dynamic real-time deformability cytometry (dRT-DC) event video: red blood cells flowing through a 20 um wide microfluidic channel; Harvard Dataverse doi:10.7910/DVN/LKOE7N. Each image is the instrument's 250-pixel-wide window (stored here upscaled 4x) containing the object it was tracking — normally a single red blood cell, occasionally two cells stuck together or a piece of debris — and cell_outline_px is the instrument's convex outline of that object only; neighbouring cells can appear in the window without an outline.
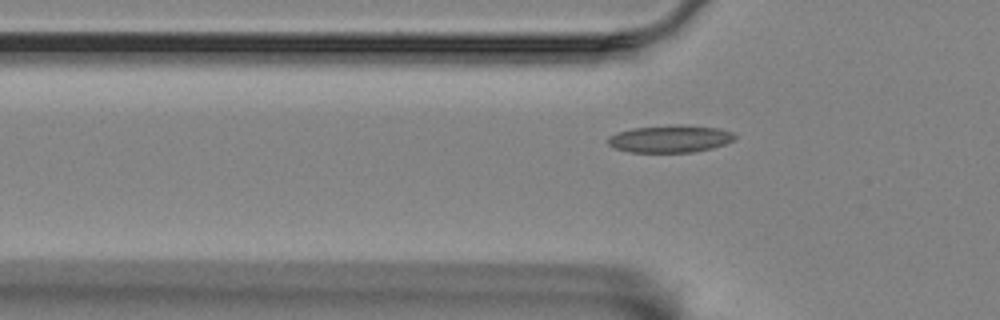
{"species": "Egyptian fruit bat (a non-hibernating species)", "species_latin": "Rousettus aegyptiacus", "temperature_condition": "room temperature", "stored_images_in_passage": 37, "camera_frame_rate_fps": 3000, "um_per_image_px": 0.085, "animal": {"sex": "female"}, "frame": {"image": 1, "passage_image": 3, "time_ms": 0.667, "image_size_px": [1000, 320], "cell_outline_px": [[736, 140], [712, 148], [692, 152], [628, 152], [616, 148], [608, 144], [608, 136], [616, 132], [632, 128], [676, 124], [680, 124], [720, 128], [732, 132], [736, 136]], "centroid_in_image_um": [56.97, 11.79], "position_along_channel_um": 68.8, "area_um2": 20.4}}
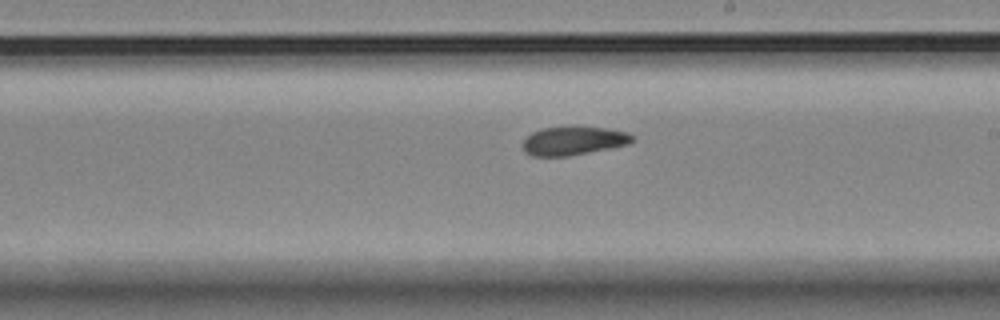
{"frame": {"image": 2, "passage_image": 18, "time_ms": 5.667, "image_size_px": [1000, 320], "cell_outline_px": [[636, 140], [628, 144], [612, 148], [568, 156], [532, 156], [524, 152], [524, 140], [532, 132], [544, 128], [604, 128], [628, 132], [636, 136]], "centroid_in_image_um": [48.8, 11.99], "position_along_channel_um": 240.2, "area_um2": 17.98}}
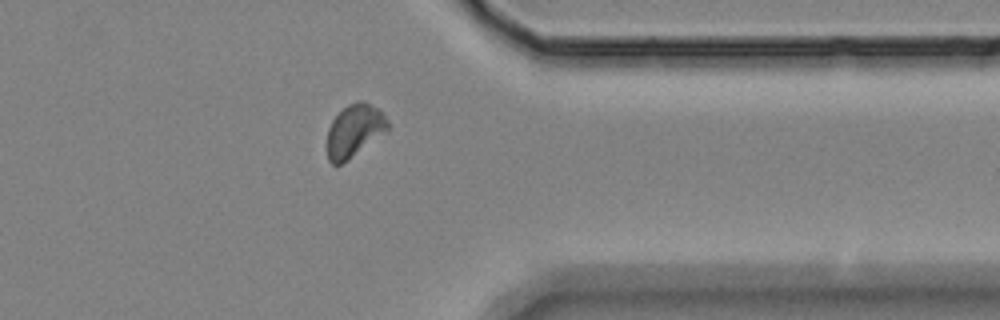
{"frame": {"image": 3, "passage_image": 31, "time_ms": 10.0, "image_size_px": [1000, 320], "cell_outline_px": [[388, 128], [340, 164], [332, 164], [328, 160], [328, 128], [332, 120], [348, 104], [356, 100], [360, 100], [376, 108], [388, 120]], "centroid_in_image_um": [30.07, 11.07], "position_along_channel_um": 381.3, "area_um2": 17.57}}